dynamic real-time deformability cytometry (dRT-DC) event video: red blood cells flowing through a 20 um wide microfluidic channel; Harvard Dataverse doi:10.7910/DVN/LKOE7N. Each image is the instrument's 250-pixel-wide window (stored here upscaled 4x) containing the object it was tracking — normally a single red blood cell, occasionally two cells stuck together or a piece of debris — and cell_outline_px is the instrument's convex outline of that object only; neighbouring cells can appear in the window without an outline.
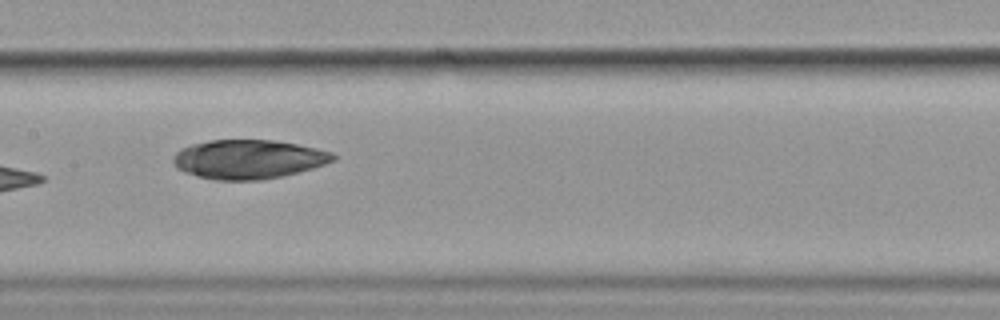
{"species": "common noctule bat (a hibernating species)", "species_latin": "Nyctalus noctula", "temperature_condition": "cold", "stored_images_in_passage": 10, "segment_of_instrument_passage": [1, 2], "camera_frame_rate_fps": 3000, "um_per_image_px": 0.085, "animal": {"sex": "female", "body_mass_g": 19.9}, "frame": {"image": 1, "passage_image": 9, "time_ms": 9.333, "image_size_px": [1000, 320], "cell_outline_px": [[336, 160], [312, 168], [280, 176], [260, 180], [216, 180], [196, 176], [184, 172], [176, 168], [172, 160], [176, 152], [180, 148], [192, 144], [208, 140], [272, 140], [296, 144], [316, 148], [332, 152], [336, 156]], "centroid_in_image_um": [21.07, 13.53], "position_along_channel_um": 186.3, "area_um2": 36.36}}